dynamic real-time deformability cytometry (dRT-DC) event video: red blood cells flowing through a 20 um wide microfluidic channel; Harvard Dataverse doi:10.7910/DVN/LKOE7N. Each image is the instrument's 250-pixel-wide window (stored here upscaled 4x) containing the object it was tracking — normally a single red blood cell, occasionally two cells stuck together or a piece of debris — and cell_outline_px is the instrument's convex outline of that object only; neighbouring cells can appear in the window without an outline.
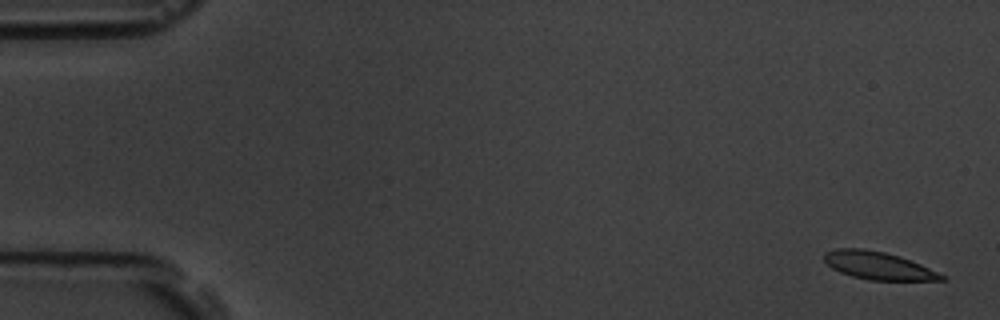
{"species": "common noctule bat (a hibernating species)", "species_latin": "Nyctalus noctula", "temperature_condition": "room temperature", "stored_images_in_passage": 6, "camera_frame_rate_fps": 3000, "um_per_image_px": 0.085, "animal": {"sex": "male", "body_mass_g": 19.5, "forearm_length_mm": 54.6}, "frame": {"image": 1, "passage_image": 1, "time_ms": 0.0, "image_size_px": [1000, 320], "cell_outline_px": [[948, 280], [868, 280], [852, 276], [840, 272], [832, 268], [824, 260], [824, 252], [836, 248], [864, 248], [884, 252], [900, 256], [920, 264], [948, 276]], "centroid_in_image_um": [74.67, 22.57], "position_along_channel_um": 10.3, "area_um2": 19.07}}
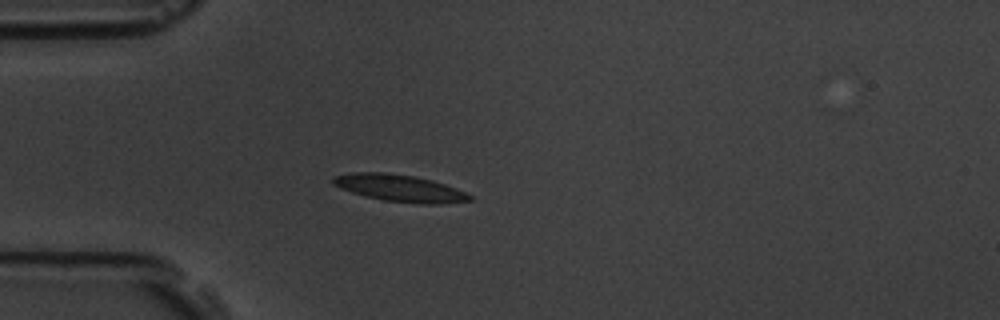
{"frame": {"image": 2, "passage_image": 5, "time_ms": 4.667, "image_size_px": [1000, 320], "cell_outline_px": [[472, 200], [440, 204], [420, 204], [384, 200], [364, 196], [340, 188], [332, 184], [332, 176], [352, 172], [380, 172], [412, 176], [432, 180], [456, 188], [472, 196]], "centroid_in_image_um": [33.94, 15.99], "position_along_channel_um": 51.1, "area_um2": 21.39}}